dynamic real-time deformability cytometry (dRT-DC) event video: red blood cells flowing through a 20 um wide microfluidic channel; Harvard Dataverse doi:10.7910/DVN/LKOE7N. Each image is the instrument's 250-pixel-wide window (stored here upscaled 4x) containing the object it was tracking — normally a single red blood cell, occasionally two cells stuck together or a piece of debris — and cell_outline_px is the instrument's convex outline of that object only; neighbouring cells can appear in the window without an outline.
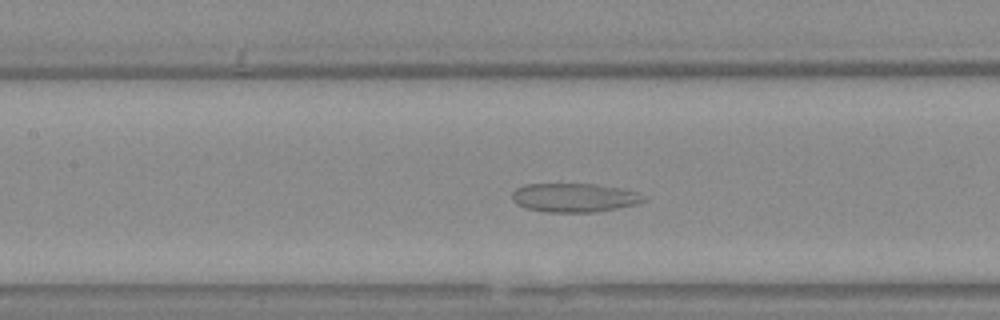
{"species": "Egyptian fruit bat (a non-hibernating species)", "species_latin": "Rousettus aegyptiacus", "temperature_condition": "warm", "stored_images_in_passage": 52, "camera_frame_rate_fps": 3000, "um_per_image_px": 0.085, "animal": {"sex": "female"}, "frame": {"image": 1, "passage_image": 21, "time_ms": 6.667, "image_size_px": [1000, 320], "cell_outline_px": [[644, 200], [636, 204], [596, 212], [544, 212], [528, 208], [516, 204], [512, 200], [512, 192], [516, 188], [528, 184], [596, 184], [620, 188], [636, 192]], "centroid_in_image_um": [48.75, 16.8], "position_along_channel_um": 158.7, "area_um2": 21.85}}
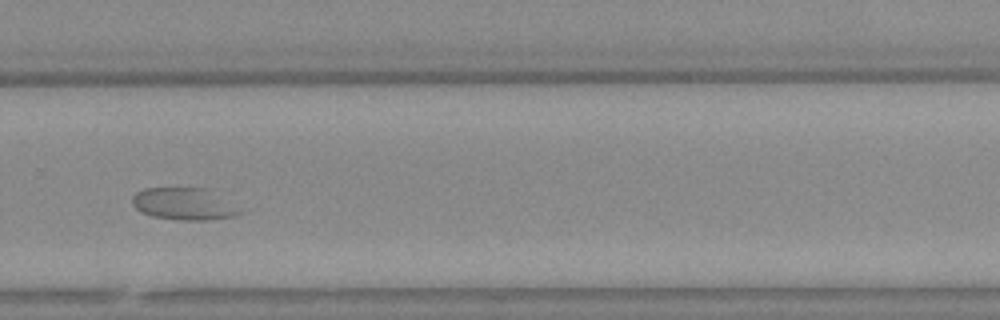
{"frame": {"image": 2, "passage_image": 34, "time_ms": 11.0, "image_size_px": [1000, 320], "cell_outline_px": [[244, 212], [236, 216], [208, 220], [176, 220], [152, 216], [140, 212], [132, 204], [132, 196], [136, 192], [144, 188], [208, 188]], "centroid_in_image_um": [15.61, 17.34], "position_along_channel_um": 314.2, "area_um2": 20.17}}
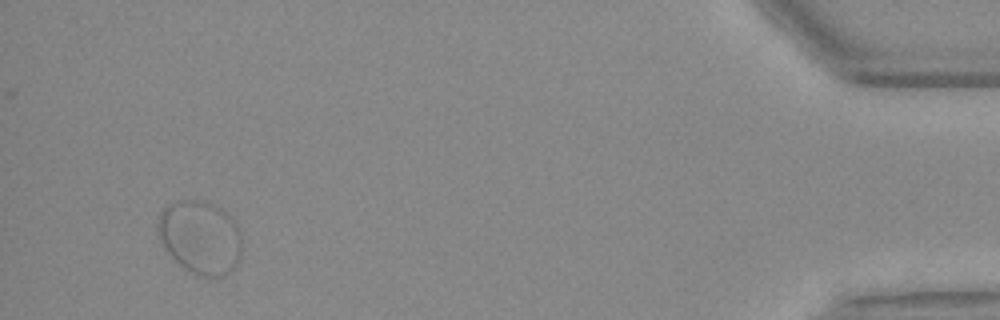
{"frame": {"image": 3, "passage_image": 49, "time_ms": 16.0, "image_size_px": [1000, 320], "cell_outline_px": [[240, 256], [236, 264], [224, 276], [200, 276], [184, 268], [164, 248], [156, 232], [156, 224], [160, 212], [164, 208], [180, 200], [196, 200], [212, 204], [220, 208], [224, 212], [240, 232]], "centroid_in_image_um": [16.96, 20.17], "position_along_channel_um": 418.2, "area_um2": 35.32}, "authors_computed_cell_mechanics": {"area_um2": 24.3049, "velocity_mm_per_s": 3.5939, "shape_relaxation_time_tau1_ms": null, "shape_relaxation_time_tau2_ms": 0.881, "deformation_change_tau1": null, "deformation_change_tau2": 0.0426}}